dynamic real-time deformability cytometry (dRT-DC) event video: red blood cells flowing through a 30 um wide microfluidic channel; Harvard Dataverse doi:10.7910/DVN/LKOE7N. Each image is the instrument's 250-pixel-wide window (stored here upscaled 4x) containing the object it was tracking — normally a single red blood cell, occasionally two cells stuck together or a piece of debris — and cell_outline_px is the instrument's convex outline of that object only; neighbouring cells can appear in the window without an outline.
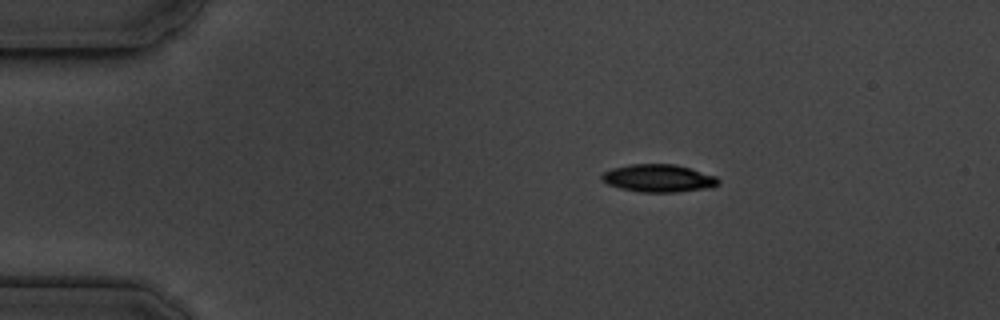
{"species": "common noctule bat (a hibernating species)", "species_latin": "Nyctalus noctula", "temperature_condition": "cold", "stored_images_in_passage": 47, "camera_frame_rate_fps": 3000, "um_per_image_px": 0.085, "animal": {"sex": "male", "body_mass_g": 19.5, "forearm_length_mm": 54.6}, "frame": {"image": 1, "passage_image": 1, "time_ms": 0.0, "image_size_px": [1000, 320], "cell_outline_px": [[720, 184], [712, 188], [676, 192], [640, 192], [620, 188], [608, 184], [600, 176], [604, 172], [612, 168], [632, 164], [676, 164], [716, 176], [720, 180]], "centroid_in_image_um": [56.02, 15.15], "position_along_channel_um": 29.0, "area_um2": 18.84}}
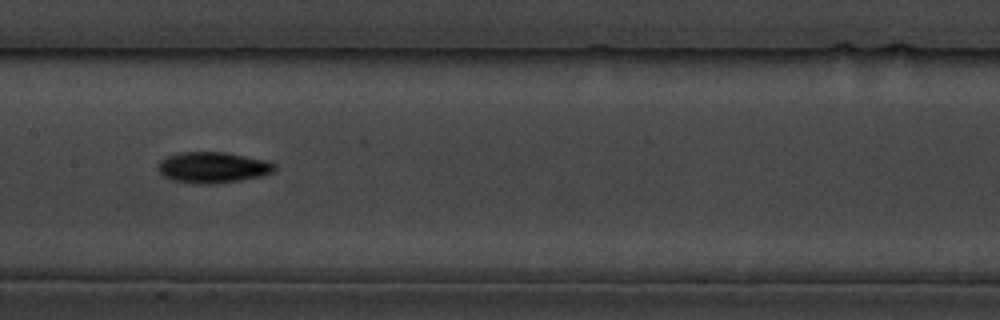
{"frame": {"image": 2, "passage_image": 19, "time_ms": 6.0, "image_size_px": [1000, 320], "cell_outline_px": [[276, 168], [272, 172], [260, 176], [240, 180], [212, 184], [200, 184], [172, 180], [164, 176], [156, 168], [156, 164], [160, 160], [168, 156], [180, 152], [224, 152], [268, 160], [276, 164]], "centroid_in_image_um": [18.07, 14.22], "position_along_channel_um": 189.3, "area_um2": 21.1}}
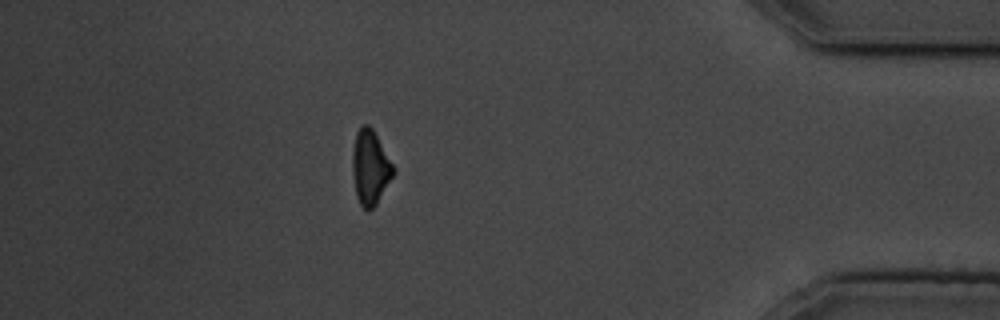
{"frame": {"image": 3, "passage_image": 40, "time_ms": 13.0, "image_size_px": [1000, 320], "cell_outline_px": [[396, 172], [376, 204], [372, 208], [364, 208], [360, 204], [356, 196], [352, 172], [352, 148], [356, 132], [360, 124], [368, 124], [372, 128], [396, 168]], "centroid_in_image_um": [31.47, 14.18], "position_along_channel_um": 403.7, "area_um2": 17.98}, "authors_computed_cell_mechanics": {"area_um2": 19.0162, "velocity_mm_per_s": 3.6426, "shape_relaxation_time_tau1_ms": 2.5563, "shape_relaxation_time_tau2_ms": null, "deformation_change_tau1": 0.1096, "deformation_change_tau2": null}}